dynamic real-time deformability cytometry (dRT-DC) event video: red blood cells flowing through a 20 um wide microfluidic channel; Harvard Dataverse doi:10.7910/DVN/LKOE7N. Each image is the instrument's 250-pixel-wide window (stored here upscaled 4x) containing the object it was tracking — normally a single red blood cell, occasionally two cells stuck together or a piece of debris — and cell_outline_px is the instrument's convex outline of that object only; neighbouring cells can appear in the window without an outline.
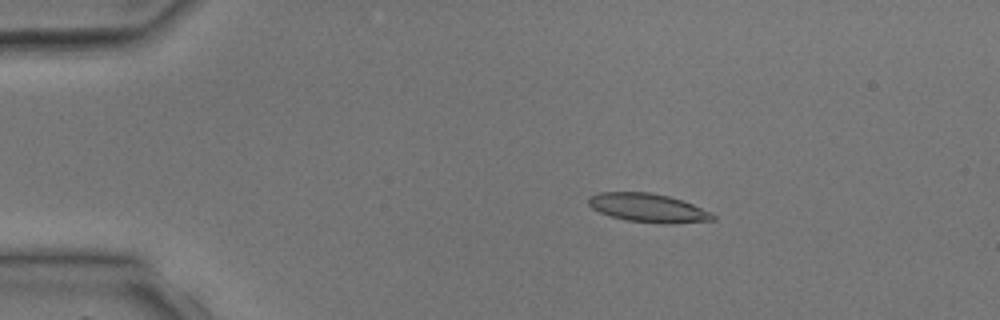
{"species": "common noctule bat (a hibernating species)", "species_latin": "Nyctalus noctula", "temperature_condition": "room temperature", "stored_images_in_passage": 3, "camera_frame_rate_fps": 3000, "um_per_image_px": 0.085, "animal": {"sex": "male", "body_mass_g": 17.9, "forearm_length_mm": 54.2}, "frame": {"image": 1, "passage_image": 2, "time_ms": 1.0, "image_size_px": [1000, 320], "cell_outline_px": [[716, 220], [672, 224], [660, 224], [628, 220], [612, 216], [600, 212], [592, 208], [588, 204], [588, 196], [600, 192], [648, 192], [668, 196], [692, 204], [712, 212], [716, 216]], "centroid_in_image_um": [55.11, 17.68], "position_along_channel_um": 29.9, "area_um2": 20.81}}